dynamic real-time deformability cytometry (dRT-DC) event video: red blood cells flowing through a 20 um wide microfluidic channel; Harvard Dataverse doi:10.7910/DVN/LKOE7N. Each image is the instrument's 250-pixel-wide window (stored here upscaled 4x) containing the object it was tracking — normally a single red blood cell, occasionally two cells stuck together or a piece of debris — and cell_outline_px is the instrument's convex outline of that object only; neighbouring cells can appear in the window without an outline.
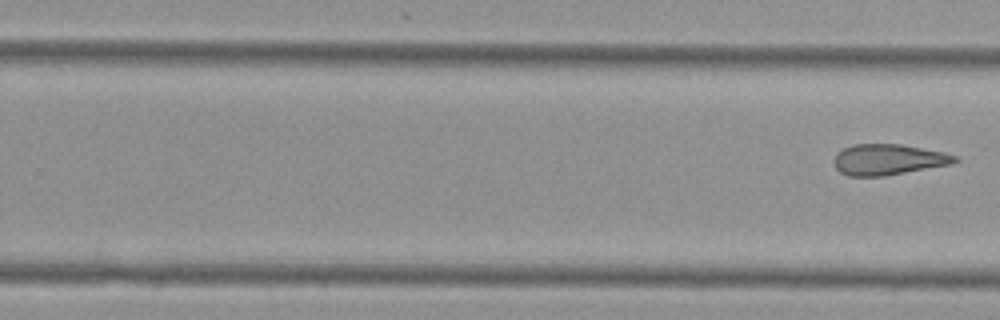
{"species": "Egyptian fruit bat (a non-hibernating species)", "species_latin": "Rousettus aegyptiacus", "temperature_condition": "cold", "stored_images_in_passage": 7, "segment_of_instrument_passage": [2, 2], "camera_frame_rate_fps": 3000, "um_per_image_px": 0.085, "animal": {"sex": "female"}, "frame": {"image": 1, "passage_image": 7, "time_ms": 8.0, "image_size_px": [1000, 320], "cell_outline_px": [[960, 160], [952, 164], [884, 176], [848, 176], [840, 172], [836, 168], [832, 160], [836, 152], [852, 144], [900, 144], [944, 152], [956, 156]], "centroid_in_image_um": [75.47, 13.56], "position_along_channel_um": 254.3, "area_um2": 21.85}}